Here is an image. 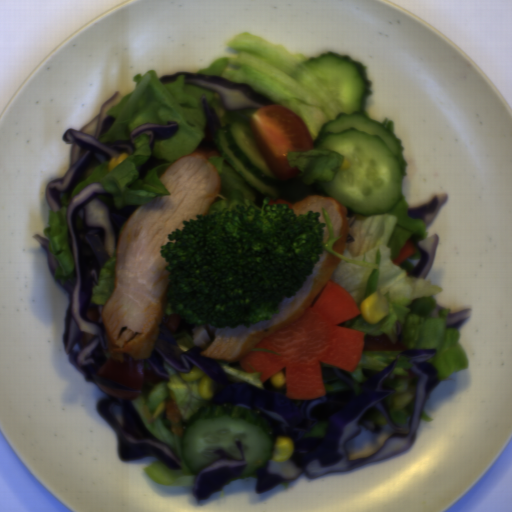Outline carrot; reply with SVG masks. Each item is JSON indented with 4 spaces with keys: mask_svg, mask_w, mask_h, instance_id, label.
I'll return each instance as SVG.
<instances>
[{
    "mask_svg": "<svg viewBox=\"0 0 512 512\" xmlns=\"http://www.w3.org/2000/svg\"><path fill=\"white\" fill-rule=\"evenodd\" d=\"M361 309L346 288L328 280L321 291L291 324L268 336L238 360L246 373H262L260 381L286 366L285 398L317 399L326 394L321 363L354 372L365 348L361 330L339 326Z\"/></svg>",
    "mask_w": 512,
    "mask_h": 512,
    "instance_id": "obj_1",
    "label": "carrot"
},
{
    "mask_svg": "<svg viewBox=\"0 0 512 512\" xmlns=\"http://www.w3.org/2000/svg\"><path fill=\"white\" fill-rule=\"evenodd\" d=\"M416 247L414 246L412 241H407L404 246L401 248V250L398 252L396 257L393 259V263L395 265H399L409 259L411 256L416 254Z\"/></svg>",
    "mask_w": 512,
    "mask_h": 512,
    "instance_id": "obj_2",
    "label": "carrot"
},
{
    "mask_svg": "<svg viewBox=\"0 0 512 512\" xmlns=\"http://www.w3.org/2000/svg\"><path fill=\"white\" fill-rule=\"evenodd\" d=\"M405 347L402 345H387L382 342H369L367 345V351L371 352H396L404 351Z\"/></svg>",
    "mask_w": 512,
    "mask_h": 512,
    "instance_id": "obj_3",
    "label": "carrot"
}]
</instances>
